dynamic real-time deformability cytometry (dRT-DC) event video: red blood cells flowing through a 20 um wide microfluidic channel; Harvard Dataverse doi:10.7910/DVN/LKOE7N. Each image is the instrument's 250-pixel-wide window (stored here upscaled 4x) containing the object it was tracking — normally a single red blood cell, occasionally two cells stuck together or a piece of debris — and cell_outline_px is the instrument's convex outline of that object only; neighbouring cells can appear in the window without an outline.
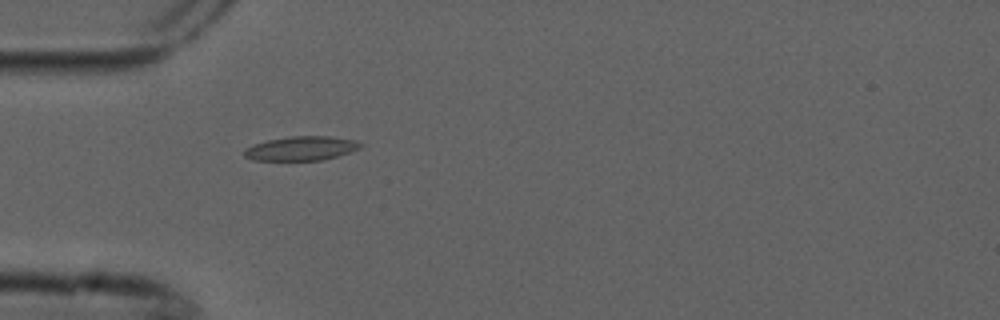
{"species": "common noctule bat (a hibernating species)", "species_latin": "Nyctalus noctula", "temperature_condition": "cold", "stored_images_in_passage": 3, "camera_frame_rate_fps": 3000, "um_per_image_px": 0.085, "animal": {"sex": "male", "forearm_length_mm": 52.5}, "frame": {"image": 1, "passage_image": 3, "time_ms": 0.667, "image_size_px": [1000, 320], "cell_outline_px": [[364, 144], [360, 148], [352, 152], [324, 160], [252, 160], [244, 156], [244, 148], [252, 144], [268, 140], [288, 136], [328, 136], [352, 140]], "centroid_in_image_um": [25.59, 12.61], "position_along_channel_um": 59.4, "area_um2": 16.47}}